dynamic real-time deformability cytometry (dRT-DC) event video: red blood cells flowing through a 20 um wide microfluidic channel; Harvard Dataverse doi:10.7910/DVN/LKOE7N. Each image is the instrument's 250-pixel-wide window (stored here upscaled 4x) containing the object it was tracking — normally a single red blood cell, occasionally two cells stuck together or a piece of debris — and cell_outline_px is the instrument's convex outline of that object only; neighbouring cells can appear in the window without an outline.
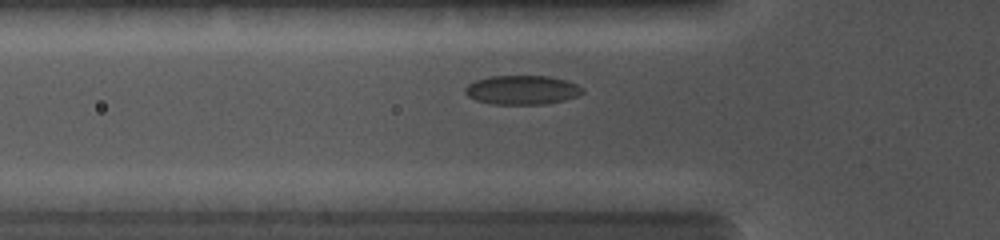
{"species": "common noctule bat (a hibernating species)", "species_latin": "Nyctalus noctula", "temperature_condition": "cold", "stored_images_in_passage": 22, "camera_frame_rate_fps": 5000, "um_per_image_px": 0.085, "animal": {"sex": "female", "body_mass_g": 19.0, "forearm_length_mm": 56.7}, "frame": {"image": 1, "passage_image": 7, "time_ms": 2.4, "image_size_px": [1000, 240], "cell_outline_px": [[584, 92], [576, 96], [564, 100], [544, 104], [492, 104], [476, 100], [468, 96], [464, 92], [464, 88], [468, 84], [476, 80], [492, 76], [548, 76], [564, 80], [576, 84], [584, 88]], "centroid_in_image_um": [44.36, 7.65], "position_along_channel_um": 81.4, "area_um2": 19.83}}
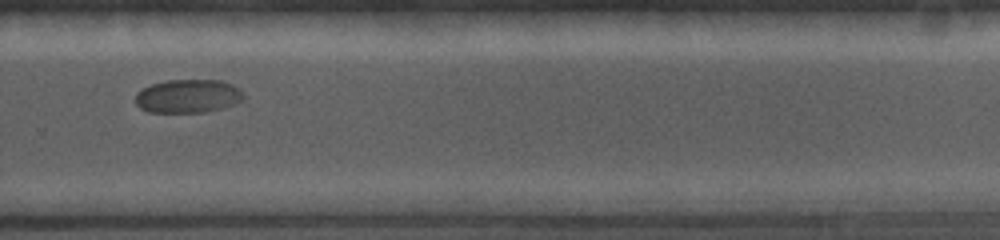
{"frame": {"image": 2, "passage_image": 19, "time_ms": 7.8, "image_size_px": [1000, 240], "cell_outline_px": [[244, 96], [240, 100], [224, 108], [204, 112], [148, 112], [140, 108], [136, 104], [136, 92], [152, 84], [168, 80], [220, 80], [232, 84], [240, 88]], "centroid_in_image_um": [15.97, 8.17], "position_along_channel_um": 313.8, "area_um2": 21.04}}
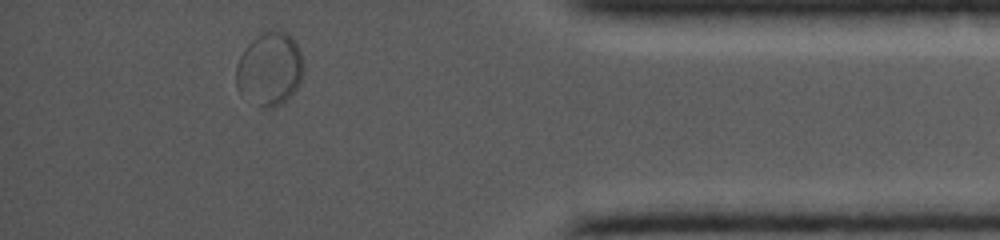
{"frame": {"image": 3, "passage_image": 22, "time_ms": 10.6, "image_size_px": [1000, 240], "cell_outline_px": [[304, 72], [296, 88], [280, 104], [268, 108], [260, 108], [240, 92], [236, 88], [236, 64], [240, 56], [248, 44], [252, 40], [264, 32], [272, 28], [276, 28], [288, 32], [292, 36], [300, 52]], "centroid_in_image_um": [22.9, 5.82], "position_along_channel_um": 412.3, "area_um2": 28.78}}